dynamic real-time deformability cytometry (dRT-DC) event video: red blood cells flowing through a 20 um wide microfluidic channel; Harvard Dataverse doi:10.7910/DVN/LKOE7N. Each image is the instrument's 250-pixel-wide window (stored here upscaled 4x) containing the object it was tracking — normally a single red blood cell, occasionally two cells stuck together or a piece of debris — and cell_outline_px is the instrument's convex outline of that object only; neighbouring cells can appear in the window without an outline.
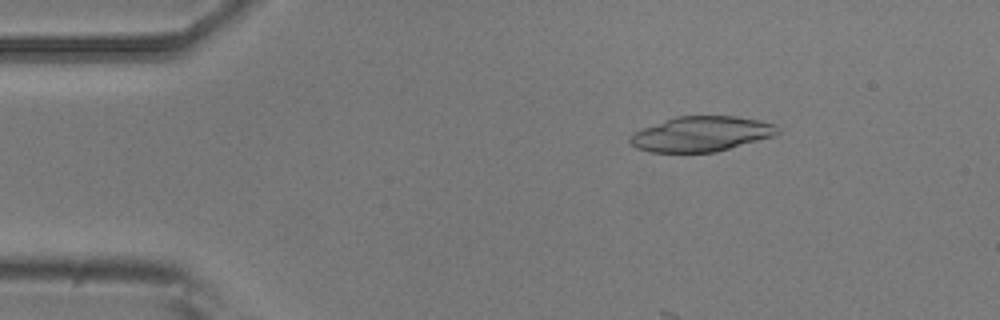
{"species": "common noctule bat (a hibernating species)", "species_latin": "Nyctalus noctula", "temperature_condition": "room temperature", "stored_images_in_passage": 26, "camera_frame_rate_fps": 3000, "um_per_image_px": 0.085, "animal": {"sex": "male", "body_mass_g": 20.5, "forearm_length_mm": 52.5}, "frame": {"image": 1, "passage_image": 8, "time_ms": 2.333, "image_size_px": [1000, 320], "cell_outline_px": [[780, 132], [772, 136], [716, 152], [648, 152], [636, 148], [628, 140], [636, 132], [644, 128], [676, 116], [736, 116], [760, 120], [776, 124], [780, 128]], "centroid_in_image_um": [59.64, 11.38], "position_along_channel_um": 25.4, "area_um2": 29.94}}